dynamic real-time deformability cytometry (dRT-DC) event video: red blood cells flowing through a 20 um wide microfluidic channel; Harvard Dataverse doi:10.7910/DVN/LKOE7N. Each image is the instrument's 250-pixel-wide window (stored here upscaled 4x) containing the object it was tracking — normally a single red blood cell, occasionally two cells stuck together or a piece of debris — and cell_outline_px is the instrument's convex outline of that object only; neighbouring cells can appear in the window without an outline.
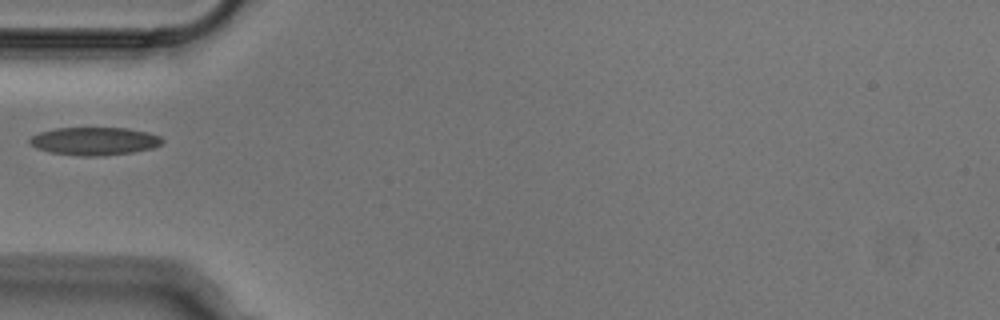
{"species": "Egyptian fruit bat (a non-hibernating species)", "species_latin": "Rousettus aegyptiacus", "temperature_condition": "cold", "stored_images_in_passage": 33, "camera_frame_rate_fps": 3000, "um_per_image_px": 0.085, "animal": {"sex": "male"}, "frame": {"image": 1, "passage_image": 1, "time_ms": 0.0, "image_size_px": [1000, 320], "cell_outline_px": [[164, 140], [160, 144], [152, 148], [132, 152], [104, 156], [80, 156], [52, 152], [36, 148], [28, 144], [28, 140], [32, 136], [40, 132], [56, 128], [128, 128], [148, 132], [160, 136]], "centroid_in_image_um": [8.02, 11.99], "position_along_channel_um": 77.0, "area_um2": 21.62}}
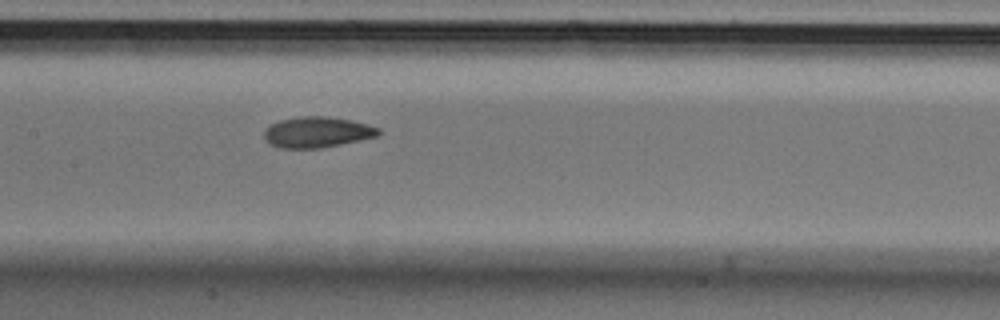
{"frame": {"image": 2, "passage_image": 9, "time_ms": 2.667, "image_size_px": [1000, 320], "cell_outline_px": [[380, 136], [320, 148], [276, 148], [268, 144], [264, 140], [264, 128], [280, 120], [300, 116], [328, 116], [352, 120], [368, 124], [380, 128]], "centroid_in_image_um": [26.94, 11.23], "position_along_channel_um": 180.5, "area_um2": 20.81}}
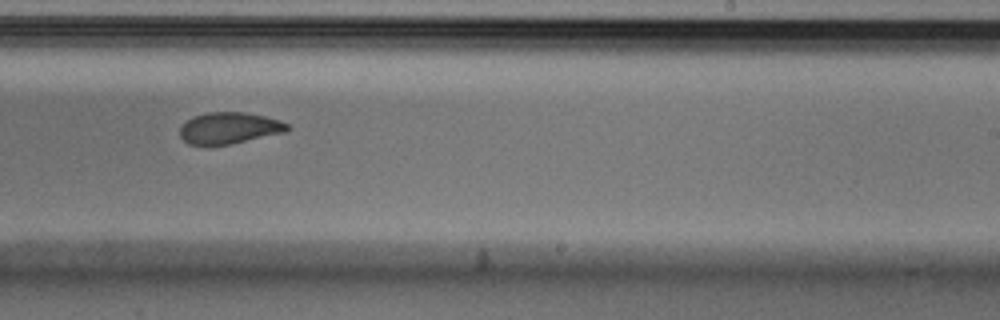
{"frame": {"image": 3, "passage_image": 16, "time_ms": 5.0, "image_size_px": [1000, 320], "cell_outline_px": [[292, 128], [288, 132], [232, 144], [188, 144], [180, 136], [180, 128], [192, 116], [208, 112], [244, 112], [264, 116], [280, 120], [288, 124]], "centroid_in_image_um": [19.55, 10.88], "position_along_channel_um": 269.5, "area_um2": 19.77}}